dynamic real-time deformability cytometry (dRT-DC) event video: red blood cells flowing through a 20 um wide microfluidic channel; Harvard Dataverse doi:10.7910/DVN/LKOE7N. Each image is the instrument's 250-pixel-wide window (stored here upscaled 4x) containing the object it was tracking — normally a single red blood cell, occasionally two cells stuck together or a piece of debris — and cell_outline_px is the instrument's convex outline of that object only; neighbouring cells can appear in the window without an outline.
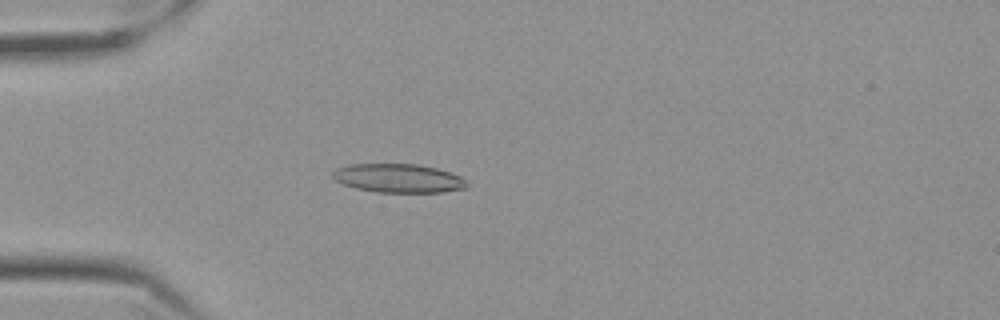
{"species": "Egyptian fruit bat (a non-hibernating species)", "species_latin": "Rousettus aegyptiacus", "temperature_condition": "cold", "stored_images_in_passage": 47, "camera_frame_rate_fps": 3000, "um_per_image_px": 0.085, "frame": {"image": 1, "passage_image": 14, "time_ms": 4.333, "image_size_px": [1000, 320], "cell_outline_px": [[468, 184], [464, 188], [444, 192], [376, 192], [356, 188], [344, 184], [336, 180], [332, 176], [332, 172], [336, 168], [352, 164], [416, 164], [436, 168], [460, 176]], "centroid_in_image_um": [33.84, 15.15], "position_along_channel_um": 51.2, "area_um2": 22.25}}
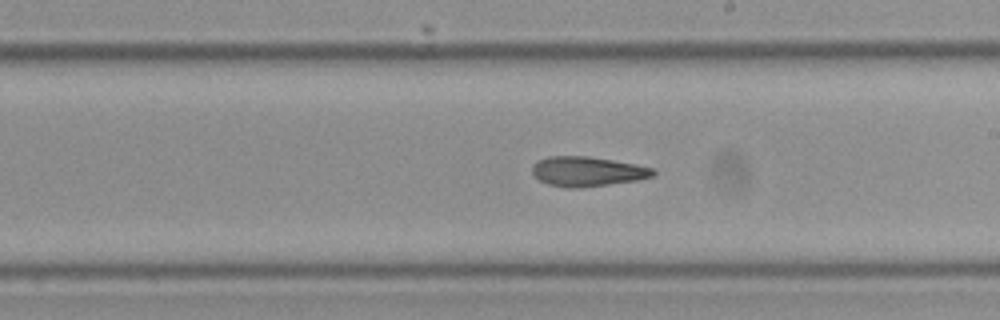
{"frame": {"image": 2, "passage_image": 31, "time_ms": 10.0, "image_size_px": [1000, 320], "cell_outline_px": [[656, 172], [652, 176], [636, 180], [580, 188], [564, 188], [548, 184], [540, 180], [532, 172], [532, 168], [536, 160], [548, 156], [588, 156], [636, 164], [652, 168]], "centroid_in_image_um": [49.88, 14.57], "position_along_channel_um": 239.1, "area_um2": 20.87}}
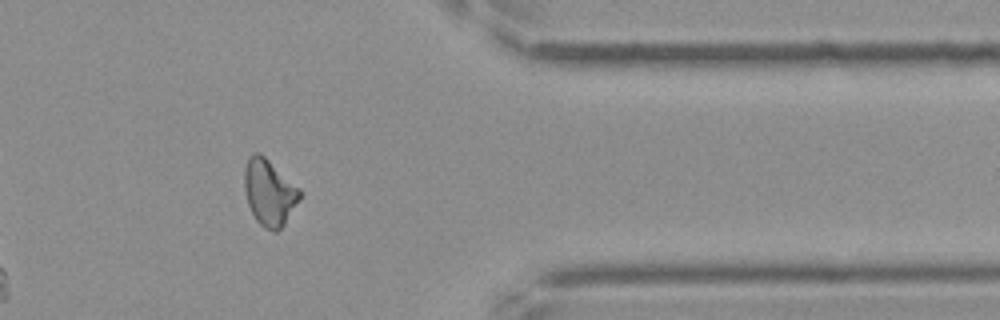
{"frame": {"image": 3, "passage_image": 45, "time_ms": 14.667, "image_size_px": [1000, 320], "cell_outline_px": [[300, 200], [284, 224], [276, 232], [272, 232], [264, 228], [256, 220], [248, 204], [244, 188], [244, 168], [248, 156], [252, 152], [260, 152], [300, 188]], "centroid_in_image_um": [22.87, 16.34], "position_along_channel_um": 388.5, "area_um2": 21.5}, "authors_computed_cell_mechanics": {"area_um2": 21.2126, "velocity_mm_per_s": 3.5357, "shape_relaxation_time_tau1_ms": 6.2286, "shape_relaxation_time_tau2_ms": 3.9212, "deformation_change_tau1": 0.1796, "deformation_change_tau2": 0.1369}}